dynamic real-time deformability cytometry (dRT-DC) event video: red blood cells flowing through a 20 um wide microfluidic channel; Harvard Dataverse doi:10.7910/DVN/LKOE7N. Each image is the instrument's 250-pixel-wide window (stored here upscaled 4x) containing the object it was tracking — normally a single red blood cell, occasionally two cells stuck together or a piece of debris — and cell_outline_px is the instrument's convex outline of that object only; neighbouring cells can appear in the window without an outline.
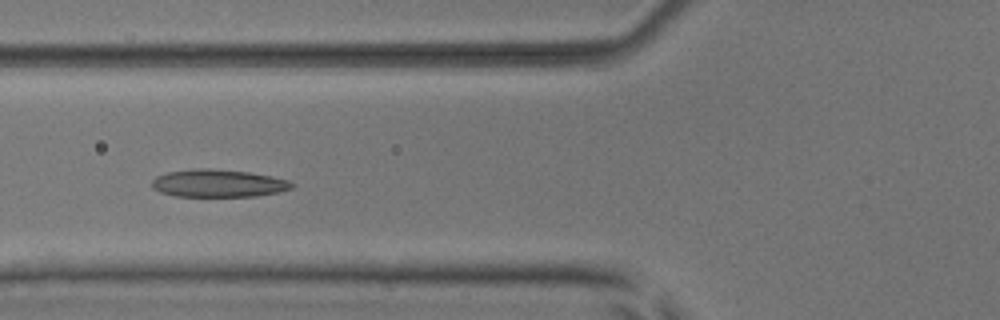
{"species": "common noctule bat (a hibernating species)", "species_latin": "Nyctalus noctula", "temperature_condition": "room temperature", "stored_images_in_passage": 5, "camera_frame_rate_fps": 3000, "um_per_image_px": 0.085, "animal": {"sex": "male", "body_mass_g": 17.9, "forearm_length_mm": 54.2}, "frame": {"image": 1, "passage_image": 5, "time_ms": 4.667, "image_size_px": [1000, 320], "cell_outline_px": [[296, 184], [292, 188], [280, 192], [256, 196], [176, 196], [160, 192], [152, 188], [152, 180], [156, 176], [168, 172], [196, 168], [212, 168], [248, 172], [272, 176], [288, 180]], "centroid_in_image_um": [18.57, 15.57], "position_along_channel_um": 107.2, "area_um2": 22.66}}